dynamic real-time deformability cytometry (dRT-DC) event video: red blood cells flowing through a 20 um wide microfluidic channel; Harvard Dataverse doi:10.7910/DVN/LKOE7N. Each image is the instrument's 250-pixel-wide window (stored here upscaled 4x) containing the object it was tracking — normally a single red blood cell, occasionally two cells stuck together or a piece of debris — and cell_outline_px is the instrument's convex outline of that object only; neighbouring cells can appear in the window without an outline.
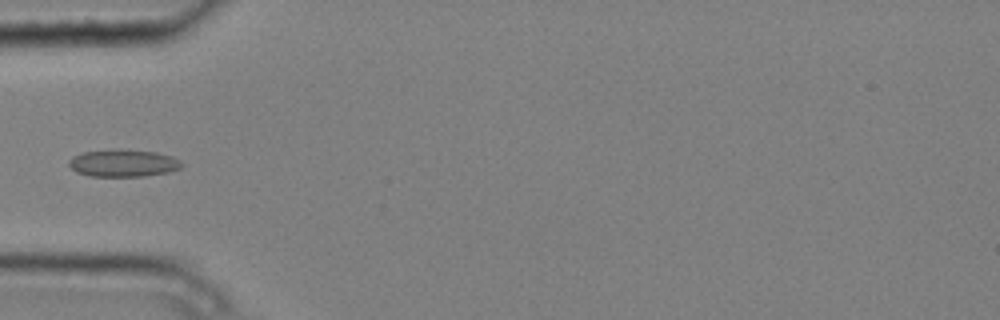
{"species": "common noctule bat (a hibernating species)", "species_latin": "Nyctalus noctula", "temperature_condition": "cold", "stored_images_in_passage": 4, "camera_frame_rate_fps": 3000, "um_per_image_px": 0.085, "animal": {"sex": "male", "body_mass_g": 20.4}, "frame": {"image": 1, "passage_image": 4, "time_ms": 1.0, "image_size_px": [1000, 320], "cell_outline_px": [[184, 164], [180, 168], [168, 172], [144, 176], [88, 176], [76, 172], [68, 164], [68, 160], [72, 156], [84, 152], [116, 148], [120, 148], [156, 152], [172, 156], [180, 160]], "centroid_in_image_um": [10.47, 13.85], "position_along_channel_um": 74.5, "area_um2": 18.21}}